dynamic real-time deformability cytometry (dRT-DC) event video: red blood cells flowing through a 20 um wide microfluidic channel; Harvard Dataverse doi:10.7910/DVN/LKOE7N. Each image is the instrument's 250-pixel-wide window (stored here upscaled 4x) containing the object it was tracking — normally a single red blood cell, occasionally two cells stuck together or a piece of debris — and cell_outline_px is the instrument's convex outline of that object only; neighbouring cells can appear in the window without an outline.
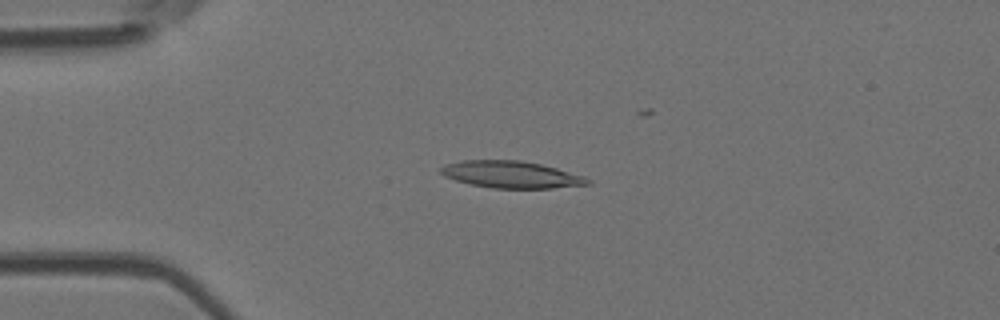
{"species": "Egyptian fruit bat (a non-hibernating species)", "species_latin": "Rousettus aegyptiacus", "temperature_condition": "room temperature", "stored_images_in_passage": 8, "camera_frame_rate_fps": 3000, "um_per_image_px": 0.085, "animal": {"sex": "female"}, "frame": {"image": 1, "passage_image": 3, "time_ms": 2.333, "image_size_px": [1000, 320], "cell_outline_px": [[592, 184], [552, 188], [492, 188], [472, 184], [456, 180], [444, 176], [440, 172], [440, 168], [448, 164], [460, 160], [520, 160], [540, 164], [556, 168], [584, 176], [592, 180]], "centroid_in_image_um": [43.48, 14.83], "position_along_channel_um": 41.5, "area_um2": 22.95}}
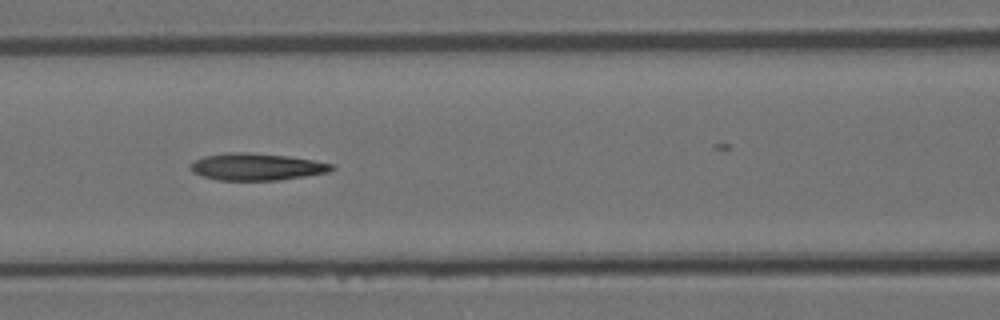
{"frame": {"image": 2, "passage_image": 6, "time_ms": 5.667, "image_size_px": [1000, 320], "cell_outline_px": [[336, 168], [328, 172], [280, 180], [216, 180], [200, 176], [192, 172], [188, 168], [188, 164], [204, 156], [232, 152], [248, 152], [288, 156], [336, 164]], "centroid_in_image_um": [21.78, 14.18], "position_along_channel_um": 144.8, "area_um2": 22.43}}
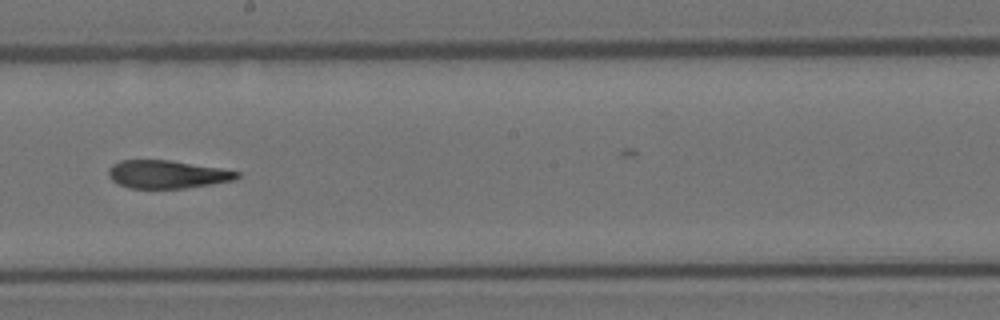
{"frame": {"image": 3, "passage_image": 8, "time_ms": 8.0, "image_size_px": [1000, 320], "cell_outline_px": [[240, 176], [236, 180], [184, 188], [128, 188], [116, 184], [108, 176], [108, 168], [112, 164], [120, 160], [168, 160], [220, 168], [240, 172]], "centroid_in_image_um": [14.17, 14.82], "position_along_channel_um": 234.0, "area_um2": 21.04}}